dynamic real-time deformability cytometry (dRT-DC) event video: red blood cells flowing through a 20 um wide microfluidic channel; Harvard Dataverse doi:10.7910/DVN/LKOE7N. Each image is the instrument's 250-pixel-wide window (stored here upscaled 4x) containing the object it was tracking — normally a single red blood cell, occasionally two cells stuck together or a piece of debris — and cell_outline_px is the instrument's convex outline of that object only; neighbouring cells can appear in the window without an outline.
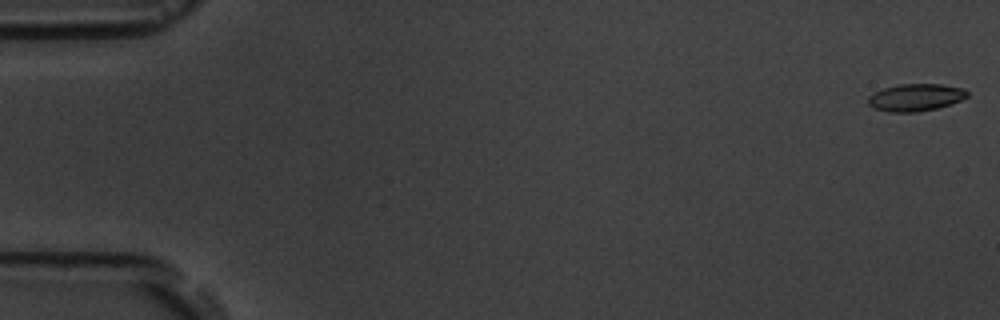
{"species": "common noctule bat (a hibernating species)", "species_latin": "Nyctalus noctula", "temperature_condition": "room temperature", "stored_images_in_passage": 6, "segment_of_instrument_passage": [2, 2], "camera_frame_rate_fps": 3000, "um_per_image_px": 0.085, "animal": {"sex": "male", "body_mass_g": 19.5, "forearm_length_mm": 54.6}, "frame": {"image": 1, "passage_image": 6, "time_ms": 6.667, "image_size_px": [1000, 320], "cell_outline_px": [[968, 96], [952, 104], [936, 108], [916, 112], [888, 112], [872, 108], [868, 104], [868, 96], [872, 92], [884, 88], [900, 84], [940, 84], [964, 88], [968, 92]], "centroid_in_image_um": [77.8, 8.28], "position_along_channel_um": 7.2, "area_um2": 15.9}}